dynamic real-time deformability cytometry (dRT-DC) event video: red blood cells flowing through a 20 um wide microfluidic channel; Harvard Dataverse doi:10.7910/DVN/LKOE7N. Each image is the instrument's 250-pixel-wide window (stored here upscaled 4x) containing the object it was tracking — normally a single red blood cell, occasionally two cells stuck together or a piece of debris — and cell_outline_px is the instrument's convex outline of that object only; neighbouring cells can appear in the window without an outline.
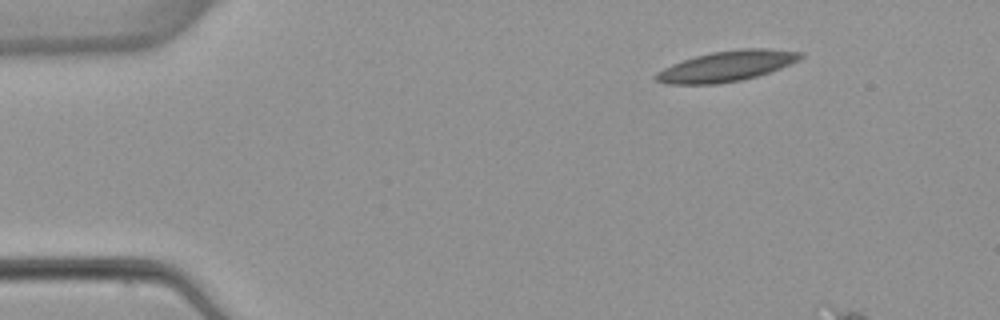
{"species": "common noctule bat (a hibernating species)", "species_latin": "Nyctalus noctula", "temperature_condition": "warm", "stored_images_in_passage": 2, "camera_frame_rate_fps": 3000, "um_per_image_px": 0.085, "animal": {"sex": "female", "body_mass_g": 22.7, "forearm_length_mm": 54.2}, "frame": {"image": 1, "passage_image": 2, "time_ms": 2.333, "image_size_px": [1000, 320], "cell_outline_px": [[804, 56], [780, 68], [756, 76], [740, 80], [716, 84], [664, 84], [656, 80], [652, 76], [656, 72], [672, 64], [696, 56], [712, 52], [740, 48], [764, 48], [804, 52]], "centroid_in_image_um": [61.73, 5.62], "position_along_channel_um": 23.3, "area_um2": 25.49}}